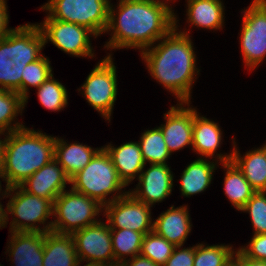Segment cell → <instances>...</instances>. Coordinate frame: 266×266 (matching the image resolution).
<instances>
[{
    "label": "cell",
    "mask_w": 266,
    "mask_h": 266,
    "mask_svg": "<svg viewBox=\"0 0 266 266\" xmlns=\"http://www.w3.org/2000/svg\"><path fill=\"white\" fill-rule=\"evenodd\" d=\"M172 0H119L117 10L109 7L108 26L105 31L111 37L104 48L139 49L152 47L174 28Z\"/></svg>",
    "instance_id": "obj_1"
},
{
    "label": "cell",
    "mask_w": 266,
    "mask_h": 266,
    "mask_svg": "<svg viewBox=\"0 0 266 266\" xmlns=\"http://www.w3.org/2000/svg\"><path fill=\"white\" fill-rule=\"evenodd\" d=\"M178 16L174 14V28L156 45L143 50L142 60L147 70L179 103H191V89L200 73L190 31H179Z\"/></svg>",
    "instance_id": "obj_2"
},
{
    "label": "cell",
    "mask_w": 266,
    "mask_h": 266,
    "mask_svg": "<svg viewBox=\"0 0 266 266\" xmlns=\"http://www.w3.org/2000/svg\"><path fill=\"white\" fill-rule=\"evenodd\" d=\"M55 137L24 126L7 135L2 181L6 188L20 186L54 159Z\"/></svg>",
    "instance_id": "obj_3"
},
{
    "label": "cell",
    "mask_w": 266,
    "mask_h": 266,
    "mask_svg": "<svg viewBox=\"0 0 266 266\" xmlns=\"http://www.w3.org/2000/svg\"><path fill=\"white\" fill-rule=\"evenodd\" d=\"M70 184L74 191L95 199L102 206L129 192V190L122 191L126 185L119 178L110 155L103 147L82 170L70 179ZM110 194L113 197L107 199Z\"/></svg>",
    "instance_id": "obj_4"
},
{
    "label": "cell",
    "mask_w": 266,
    "mask_h": 266,
    "mask_svg": "<svg viewBox=\"0 0 266 266\" xmlns=\"http://www.w3.org/2000/svg\"><path fill=\"white\" fill-rule=\"evenodd\" d=\"M5 197H10L5 209L6 227L9 220L8 215H13L10 232H51L52 221L46 223L50 216H53L51 200L30 194L21 186L6 188ZM39 223L43 224L42 228ZM45 223L46 225H44Z\"/></svg>",
    "instance_id": "obj_5"
},
{
    "label": "cell",
    "mask_w": 266,
    "mask_h": 266,
    "mask_svg": "<svg viewBox=\"0 0 266 266\" xmlns=\"http://www.w3.org/2000/svg\"><path fill=\"white\" fill-rule=\"evenodd\" d=\"M103 210L104 206L95 199L72 188L64 190L53 202V219L54 217L56 219L52 221L51 231L72 235L82 228L99 222L97 217L99 213L104 212Z\"/></svg>",
    "instance_id": "obj_6"
},
{
    "label": "cell",
    "mask_w": 266,
    "mask_h": 266,
    "mask_svg": "<svg viewBox=\"0 0 266 266\" xmlns=\"http://www.w3.org/2000/svg\"><path fill=\"white\" fill-rule=\"evenodd\" d=\"M111 0H48L40 9L55 20L87 27L97 37L104 34Z\"/></svg>",
    "instance_id": "obj_7"
},
{
    "label": "cell",
    "mask_w": 266,
    "mask_h": 266,
    "mask_svg": "<svg viewBox=\"0 0 266 266\" xmlns=\"http://www.w3.org/2000/svg\"><path fill=\"white\" fill-rule=\"evenodd\" d=\"M116 66L112 53L104 57L87 76L83 85L78 89L94 110L104 119L111 120L114 103L117 98L118 84Z\"/></svg>",
    "instance_id": "obj_8"
},
{
    "label": "cell",
    "mask_w": 266,
    "mask_h": 266,
    "mask_svg": "<svg viewBox=\"0 0 266 266\" xmlns=\"http://www.w3.org/2000/svg\"><path fill=\"white\" fill-rule=\"evenodd\" d=\"M241 12L240 50L246 68L252 71L266 57V0H252Z\"/></svg>",
    "instance_id": "obj_9"
},
{
    "label": "cell",
    "mask_w": 266,
    "mask_h": 266,
    "mask_svg": "<svg viewBox=\"0 0 266 266\" xmlns=\"http://www.w3.org/2000/svg\"><path fill=\"white\" fill-rule=\"evenodd\" d=\"M44 36L45 45L51 42L55 47L76 57H94L91 37L97 36L87 27L52 19L48 14L44 21L37 24Z\"/></svg>",
    "instance_id": "obj_10"
},
{
    "label": "cell",
    "mask_w": 266,
    "mask_h": 266,
    "mask_svg": "<svg viewBox=\"0 0 266 266\" xmlns=\"http://www.w3.org/2000/svg\"><path fill=\"white\" fill-rule=\"evenodd\" d=\"M103 215L110 229H131L144 235L153 231L151 206L130 192L104 206Z\"/></svg>",
    "instance_id": "obj_11"
},
{
    "label": "cell",
    "mask_w": 266,
    "mask_h": 266,
    "mask_svg": "<svg viewBox=\"0 0 266 266\" xmlns=\"http://www.w3.org/2000/svg\"><path fill=\"white\" fill-rule=\"evenodd\" d=\"M101 220L72 234L76 253L82 262L115 266L111 229L108 222L104 223Z\"/></svg>",
    "instance_id": "obj_12"
},
{
    "label": "cell",
    "mask_w": 266,
    "mask_h": 266,
    "mask_svg": "<svg viewBox=\"0 0 266 266\" xmlns=\"http://www.w3.org/2000/svg\"><path fill=\"white\" fill-rule=\"evenodd\" d=\"M190 104L178 103L176 106H171L164 114L165 124L159 126L171 154L189 145L192 147L193 119L198 112Z\"/></svg>",
    "instance_id": "obj_13"
},
{
    "label": "cell",
    "mask_w": 266,
    "mask_h": 266,
    "mask_svg": "<svg viewBox=\"0 0 266 266\" xmlns=\"http://www.w3.org/2000/svg\"><path fill=\"white\" fill-rule=\"evenodd\" d=\"M150 168L141 171L138 185L130 193L139 201L153 207L172 193L174 176L170 167L165 164H150Z\"/></svg>",
    "instance_id": "obj_14"
},
{
    "label": "cell",
    "mask_w": 266,
    "mask_h": 266,
    "mask_svg": "<svg viewBox=\"0 0 266 266\" xmlns=\"http://www.w3.org/2000/svg\"><path fill=\"white\" fill-rule=\"evenodd\" d=\"M45 47L44 36L37 24L20 25L9 33L10 60L16 66L25 67L38 60Z\"/></svg>",
    "instance_id": "obj_15"
},
{
    "label": "cell",
    "mask_w": 266,
    "mask_h": 266,
    "mask_svg": "<svg viewBox=\"0 0 266 266\" xmlns=\"http://www.w3.org/2000/svg\"><path fill=\"white\" fill-rule=\"evenodd\" d=\"M67 183L70 184V178L66 175L62 166L53 159L20 186L30 194L54 202L57 196L66 190Z\"/></svg>",
    "instance_id": "obj_16"
},
{
    "label": "cell",
    "mask_w": 266,
    "mask_h": 266,
    "mask_svg": "<svg viewBox=\"0 0 266 266\" xmlns=\"http://www.w3.org/2000/svg\"><path fill=\"white\" fill-rule=\"evenodd\" d=\"M222 136L223 132L218 123L201 116L199 113L194 115L191 149L196 152L195 154L208 159L216 156L212 160H217L219 163L232 161V152L215 155L216 150L221 147Z\"/></svg>",
    "instance_id": "obj_17"
},
{
    "label": "cell",
    "mask_w": 266,
    "mask_h": 266,
    "mask_svg": "<svg viewBox=\"0 0 266 266\" xmlns=\"http://www.w3.org/2000/svg\"><path fill=\"white\" fill-rule=\"evenodd\" d=\"M9 260L15 266H43L44 233L10 232ZM11 258V259H10Z\"/></svg>",
    "instance_id": "obj_18"
},
{
    "label": "cell",
    "mask_w": 266,
    "mask_h": 266,
    "mask_svg": "<svg viewBox=\"0 0 266 266\" xmlns=\"http://www.w3.org/2000/svg\"><path fill=\"white\" fill-rule=\"evenodd\" d=\"M186 205H172L153 222V231L174 246H184L191 233V218Z\"/></svg>",
    "instance_id": "obj_19"
},
{
    "label": "cell",
    "mask_w": 266,
    "mask_h": 266,
    "mask_svg": "<svg viewBox=\"0 0 266 266\" xmlns=\"http://www.w3.org/2000/svg\"><path fill=\"white\" fill-rule=\"evenodd\" d=\"M102 147L110 155L119 178L126 186H129L135 177L138 179L146 166L138 141H129L118 147L109 143Z\"/></svg>",
    "instance_id": "obj_20"
},
{
    "label": "cell",
    "mask_w": 266,
    "mask_h": 266,
    "mask_svg": "<svg viewBox=\"0 0 266 266\" xmlns=\"http://www.w3.org/2000/svg\"><path fill=\"white\" fill-rule=\"evenodd\" d=\"M233 140L232 161L256 192L266 191V144L241 156L235 138Z\"/></svg>",
    "instance_id": "obj_21"
},
{
    "label": "cell",
    "mask_w": 266,
    "mask_h": 266,
    "mask_svg": "<svg viewBox=\"0 0 266 266\" xmlns=\"http://www.w3.org/2000/svg\"><path fill=\"white\" fill-rule=\"evenodd\" d=\"M78 262L72 235L44 233L43 266H77Z\"/></svg>",
    "instance_id": "obj_22"
},
{
    "label": "cell",
    "mask_w": 266,
    "mask_h": 266,
    "mask_svg": "<svg viewBox=\"0 0 266 266\" xmlns=\"http://www.w3.org/2000/svg\"><path fill=\"white\" fill-rule=\"evenodd\" d=\"M100 149L77 142L68 144L63 138L55 136L54 159L71 179L90 162Z\"/></svg>",
    "instance_id": "obj_23"
},
{
    "label": "cell",
    "mask_w": 266,
    "mask_h": 266,
    "mask_svg": "<svg viewBox=\"0 0 266 266\" xmlns=\"http://www.w3.org/2000/svg\"><path fill=\"white\" fill-rule=\"evenodd\" d=\"M187 23L193 26L220 30L223 28L225 13L221 0H186Z\"/></svg>",
    "instance_id": "obj_24"
},
{
    "label": "cell",
    "mask_w": 266,
    "mask_h": 266,
    "mask_svg": "<svg viewBox=\"0 0 266 266\" xmlns=\"http://www.w3.org/2000/svg\"><path fill=\"white\" fill-rule=\"evenodd\" d=\"M218 161L214 162L201 158L194 160L183 170L180 180L182 196L191 197L206 191L213 179L214 170H217Z\"/></svg>",
    "instance_id": "obj_25"
},
{
    "label": "cell",
    "mask_w": 266,
    "mask_h": 266,
    "mask_svg": "<svg viewBox=\"0 0 266 266\" xmlns=\"http://www.w3.org/2000/svg\"><path fill=\"white\" fill-rule=\"evenodd\" d=\"M220 164L225 171L223 183L225 195L234 208L239 211L256 191L233 161Z\"/></svg>",
    "instance_id": "obj_26"
},
{
    "label": "cell",
    "mask_w": 266,
    "mask_h": 266,
    "mask_svg": "<svg viewBox=\"0 0 266 266\" xmlns=\"http://www.w3.org/2000/svg\"><path fill=\"white\" fill-rule=\"evenodd\" d=\"M115 266H119L136 255H140L144 234L131 229H111Z\"/></svg>",
    "instance_id": "obj_27"
},
{
    "label": "cell",
    "mask_w": 266,
    "mask_h": 266,
    "mask_svg": "<svg viewBox=\"0 0 266 266\" xmlns=\"http://www.w3.org/2000/svg\"><path fill=\"white\" fill-rule=\"evenodd\" d=\"M24 108L25 99L22 96L17 92L0 88V130L10 133L23 128L25 125L15 118L22 113Z\"/></svg>",
    "instance_id": "obj_28"
},
{
    "label": "cell",
    "mask_w": 266,
    "mask_h": 266,
    "mask_svg": "<svg viewBox=\"0 0 266 266\" xmlns=\"http://www.w3.org/2000/svg\"><path fill=\"white\" fill-rule=\"evenodd\" d=\"M139 146L145 164H165L170 158L171 153L169 152L167 145L164 141V136L159 127L154 129L145 130L140 137Z\"/></svg>",
    "instance_id": "obj_29"
},
{
    "label": "cell",
    "mask_w": 266,
    "mask_h": 266,
    "mask_svg": "<svg viewBox=\"0 0 266 266\" xmlns=\"http://www.w3.org/2000/svg\"><path fill=\"white\" fill-rule=\"evenodd\" d=\"M24 67L10 60L9 34L0 40V88L17 92L21 96V80Z\"/></svg>",
    "instance_id": "obj_30"
},
{
    "label": "cell",
    "mask_w": 266,
    "mask_h": 266,
    "mask_svg": "<svg viewBox=\"0 0 266 266\" xmlns=\"http://www.w3.org/2000/svg\"><path fill=\"white\" fill-rule=\"evenodd\" d=\"M229 245H205L199 243L194 246L193 266H230L234 255V250Z\"/></svg>",
    "instance_id": "obj_31"
},
{
    "label": "cell",
    "mask_w": 266,
    "mask_h": 266,
    "mask_svg": "<svg viewBox=\"0 0 266 266\" xmlns=\"http://www.w3.org/2000/svg\"><path fill=\"white\" fill-rule=\"evenodd\" d=\"M38 100L41 105L52 111H60L68 105V92L66 87L57 81L53 75L36 88Z\"/></svg>",
    "instance_id": "obj_32"
},
{
    "label": "cell",
    "mask_w": 266,
    "mask_h": 266,
    "mask_svg": "<svg viewBox=\"0 0 266 266\" xmlns=\"http://www.w3.org/2000/svg\"><path fill=\"white\" fill-rule=\"evenodd\" d=\"M49 58L45 55L38 60L27 64L22 71L21 96L28 102L29 87L38 88L44 81L53 75Z\"/></svg>",
    "instance_id": "obj_33"
},
{
    "label": "cell",
    "mask_w": 266,
    "mask_h": 266,
    "mask_svg": "<svg viewBox=\"0 0 266 266\" xmlns=\"http://www.w3.org/2000/svg\"><path fill=\"white\" fill-rule=\"evenodd\" d=\"M175 246L154 231L144 235L140 255L152 260L155 264L163 266L172 255Z\"/></svg>",
    "instance_id": "obj_34"
},
{
    "label": "cell",
    "mask_w": 266,
    "mask_h": 266,
    "mask_svg": "<svg viewBox=\"0 0 266 266\" xmlns=\"http://www.w3.org/2000/svg\"><path fill=\"white\" fill-rule=\"evenodd\" d=\"M239 211L249 213L254 234L266 233V191L255 192Z\"/></svg>",
    "instance_id": "obj_35"
},
{
    "label": "cell",
    "mask_w": 266,
    "mask_h": 266,
    "mask_svg": "<svg viewBox=\"0 0 266 266\" xmlns=\"http://www.w3.org/2000/svg\"><path fill=\"white\" fill-rule=\"evenodd\" d=\"M238 250L248 259L266 262V233L254 234L247 246Z\"/></svg>",
    "instance_id": "obj_36"
},
{
    "label": "cell",
    "mask_w": 266,
    "mask_h": 266,
    "mask_svg": "<svg viewBox=\"0 0 266 266\" xmlns=\"http://www.w3.org/2000/svg\"><path fill=\"white\" fill-rule=\"evenodd\" d=\"M181 248L182 246H175L172 255L163 266H193L194 246Z\"/></svg>",
    "instance_id": "obj_37"
},
{
    "label": "cell",
    "mask_w": 266,
    "mask_h": 266,
    "mask_svg": "<svg viewBox=\"0 0 266 266\" xmlns=\"http://www.w3.org/2000/svg\"><path fill=\"white\" fill-rule=\"evenodd\" d=\"M6 0H0V40L6 37L13 29L8 28L9 14Z\"/></svg>",
    "instance_id": "obj_38"
},
{
    "label": "cell",
    "mask_w": 266,
    "mask_h": 266,
    "mask_svg": "<svg viewBox=\"0 0 266 266\" xmlns=\"http://www.w3.org/2000/svg\"><path fill=\"white\" fill-rule=\"evenodd\" d=\"M231 265L232 266H266V262L248 259L237 249L234 252Z\"/></svg>",
    "instance_id": "obj_39"
},
{
    "label": "cell",
    "mask_w": 266,
    "mask_h": 266,
    "mask_svg": "<svg viewBox=\"0 0 266 266\" xmlns=\"http://www.w3.org/2000/svg\"><path fill=\"white\" fill-rule=\"evenodd\" d=\"M119 266H159L155 264L149 258L143 257L141 255H136L131 259L123 261Z\"/></svg>",
    "instance_id": "obj_40"
},
{
    "label": "cell",
    "mask_w": 266,
    "mask_h": 266,
    "mask_svg": "<svg viewBox=\"0 0 266 266\" xmlns=\"http://www.w3.org/2000/svg\"><path fill=\"white\" fill-rule=\"evenodd\" d=\"M5 135V138L1 140L0 138V169L3 168L4 160H5V150H6V142H7V132L0 130V136Z\"/></svg>",
    "instance_id": "obj_41"
},
{
    "label": "cell",
    "mask_w": 266,
    "mask_h": 266,
    "mask_svg": "<svg viewBox=\"0 0 266 266\" xmlns=\"http://www.w3.org/2000/svg\"><path fill=\"white\" fill-rule=\"evenodd\" d=\"M0 196H2L0 199L5 198L6 192H0ZM4 206L0 202V229L4 228L6 226V212L3 208ZM2 227V228H1Z\"/></svg>",
    "instance_id": "obj_42"
},
{
    "label": "cell",
    "mask_w": 266,
    "mask_h": 266,
    "mask_svg": "<svg viewBox=\"0 0 266 266\" xmlns=\"http://www.w3.org/2000/svg\"><path fill=\"white\" fill-rule=\"evenodd\" d=\"M87 264L83 265V266H106L105 264H101V263H94V262H86ZM82 261L79 260L77 266H81Z\"/></svg>",
    "instance_id": "obj_43"
},
{
    "label": "cell",
    "mask_w": 266,
    "mask_h": 266,
    "mask_svg": "<svg viewBox=\"0 0 266 266\" xmlns=\"http://www.w3.org/2000/svg\"><path fill=\"white\" fill-rule=\"evenodd\" d=\"M2 169H0V178L2 179V171H1ZM6 192V187H5V190L3 191L2 190V186H1V181H0V192Z\"/></svg>",
    "instance_id": "obj_44"
}]
</instances>
